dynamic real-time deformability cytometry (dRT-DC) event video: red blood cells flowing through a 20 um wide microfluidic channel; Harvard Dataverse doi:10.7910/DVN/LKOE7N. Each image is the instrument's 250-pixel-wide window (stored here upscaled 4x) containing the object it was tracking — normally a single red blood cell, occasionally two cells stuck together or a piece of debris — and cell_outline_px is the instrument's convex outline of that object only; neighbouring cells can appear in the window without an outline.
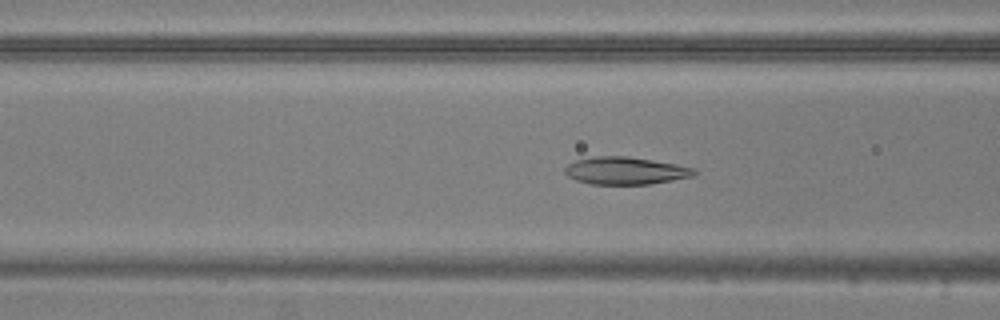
{"species": "common noctule bat (a hibernating species)", "species_latin": "Nyctalus noctula", "temperature_condition": "warm", "stored_images_in_passage": 52, "camera_frame_rate_fps": 3000, "um_per_image_px": 0.085, "animal": {"sex": "male", "body_mass_g": 20.5, "forearm_length_mm": 52.5}, "frame": {"image": 1, "passage_image": 18, "time_ms": 5.667, "image_size_px": [1000, 320], "cell_outline_px": [[700, 172], [696, 176], [648, 184], [592, 184], [576, 180], [568, 176], [564, 172], [564, 168], [568, 164], [576, 160], [596, 156], [628, 156], [676, 164], [696, 168]], "centroid_in_image_um": [53.21, 14.51], "position_along_channel_um": 113.4, "area_um2": 20.81}}
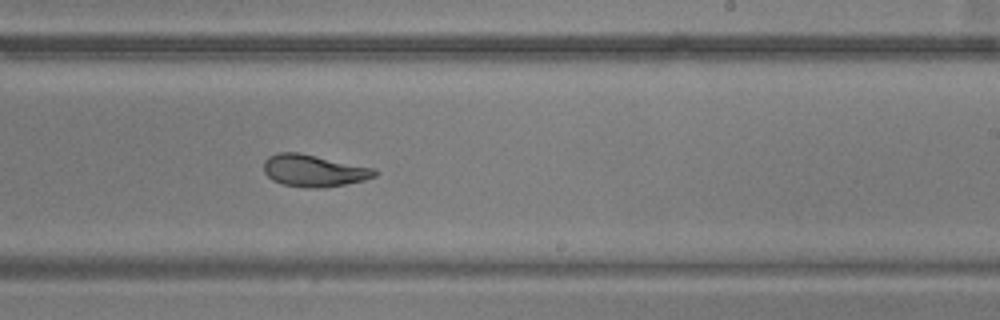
{"frame": {"image": 2, "passage_image": 30, "time_ms": 9.667, "image_size_px": [1000, 320], "cell_outline_px": [[376, 176], [364, 180], [324, 188], [308, 188], [280, 184], [272, 180], [264, 172], [264, 160], [268, 156], [276, 152], [300, 152], [376, 168]], "centroid_in_image_um": [26.65, 14.5], "position_along_channel_um": 262.3, "area_um2": 20.98}}
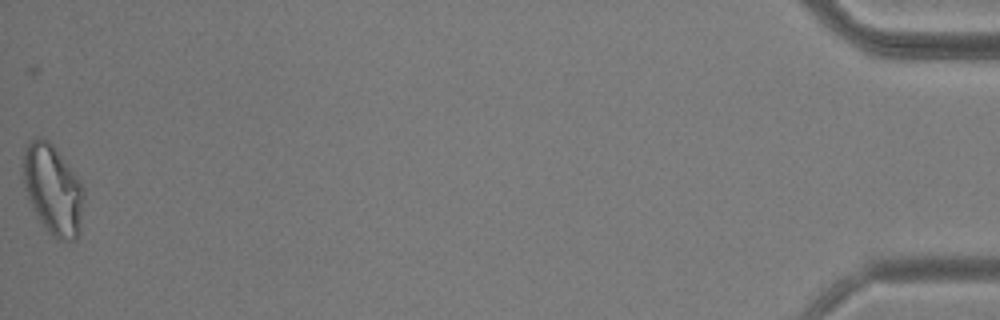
{"frame": {"image": 3, "passage_image": 52, "time_ms": 17.0, "image_size_px": [1000, 320], "cell_outline_px": [[84, 200], [80, 232], [76, 240], [56, 240], [40, 224], [28, 196], [24, 184], [24, 148], [28, 140], [36, 136], [40, 136], [48, 140], [52, 144], [84, 188]], "centroid_in_image_um": [4.5, 16.14], "position_along_channel_um": 430.7, "area_um2": 31.73}, "authors_computed_cell_mechanics": {"area_um2": 22.4842, "velocity_mm_per_s": 3.725, "shape_relaxation_time_tau1_ms": 6.834, "shape_relaxation_time_tau2_ms": 2.5531, "deformation_change_tau1": 0.1844, "deformation_change_tau2": 0.072}}